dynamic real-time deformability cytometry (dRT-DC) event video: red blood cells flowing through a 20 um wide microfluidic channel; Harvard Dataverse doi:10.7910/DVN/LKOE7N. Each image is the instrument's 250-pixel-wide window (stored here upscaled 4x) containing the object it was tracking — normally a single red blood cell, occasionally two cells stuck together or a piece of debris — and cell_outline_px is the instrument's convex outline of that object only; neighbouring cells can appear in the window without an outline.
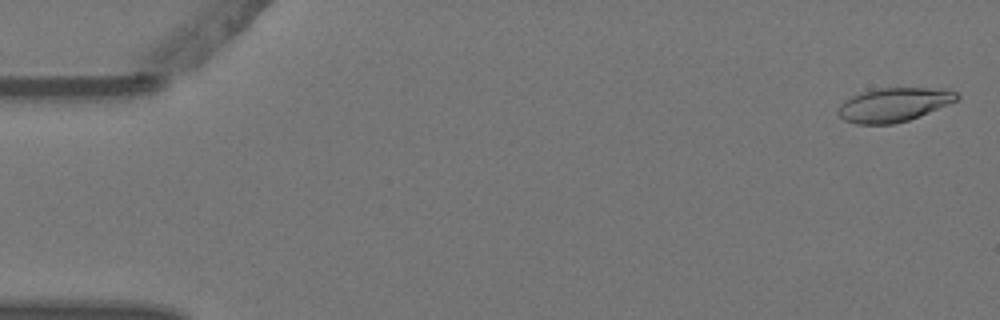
{"species": "Egyptian fruit bat (a non-hibernating species)", "species_latin": "Rousettus aegyptiacus", "temperature_condition": "warm", "stored_images_in_passage": 4, "camera_frame_rate_fps": 3000, "um_per_image_px": 0.085, "animal": {"sex": "female"}, "frame": {"image": 1, "passage_image": 1, "time_ms": 0.0, "image_size_px": [1000, 320], "cell_outline_px": [[960, 96], [956, 100], [948, 104], [908, 120], [892, 124], [856, 124], [844, 120], [836, 112], [840, 104], [844, 100], [852, 96], [876, 88], [944, 88], [956, 92]], "centroid_in_image_um": [75.94, 8.89], "position_along_channel_um": 9.1, "area_um2": 23.29}}
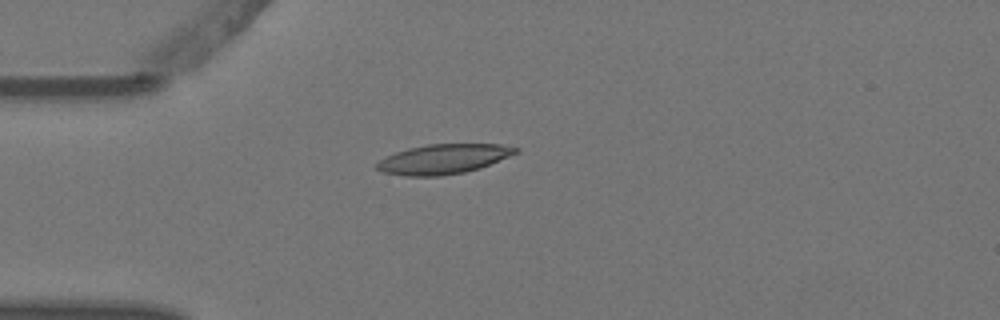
{"frame": {"image": 2, "passage_image": 4, "time_ms": 1.0, "image_size_px": [1000, 320], "cell_outline_px": [[520, 152], [480, 168], [464, 172], [440, 176], [404, 176], [380, 172], [376, 168], [376, 164], [380, 160], [396, 152], [408, 148], [428, 144], [500, 144], [520, 148]], "centroid_in_image_um": [37.7, 13.52], "position_along_channel_um": 47.3, "area_um2": 24.1}}